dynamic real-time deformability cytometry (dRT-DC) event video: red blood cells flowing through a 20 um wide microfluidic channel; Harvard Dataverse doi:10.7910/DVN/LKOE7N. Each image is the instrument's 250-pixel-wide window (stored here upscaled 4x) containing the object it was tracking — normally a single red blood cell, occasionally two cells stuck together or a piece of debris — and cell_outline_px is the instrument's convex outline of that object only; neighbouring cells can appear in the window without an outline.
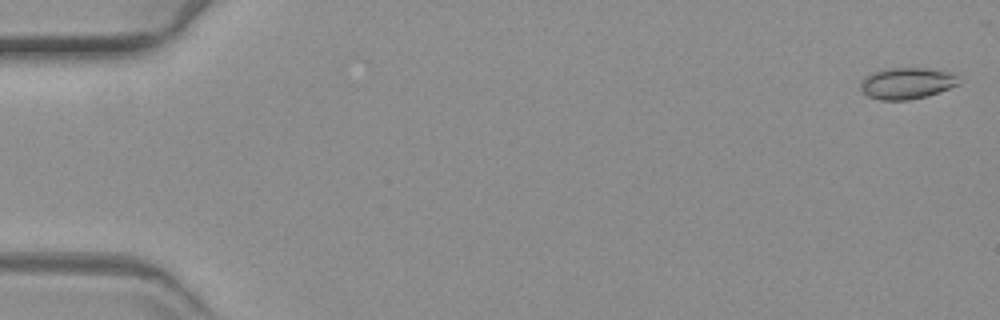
{"species": "common noctule bat (a hibernating species)", "species_latin": "Nyctalus noctula", "temperature_condition": "warm", "stored_images_in_passage": 57, "camera_frame_rate_fps": 3000, "um_per_image_px": 0.085, "animal": {"sex": "female", "body_mass_g": 19.3, "forearm_length_mm": 54.1}, "frame": {"image": 1, "passage_image": 1, "time_ms": 0.0, "image_size_px": [1000, 320], "cell_outline_px": [[960, 84], [940, 92], [928, 96], [908, 100], [880, 100], [868, 96], [860, 88], [860, 84], [864, 76], [872, 72], [884, 68], [928, 68], [948, 72], [960, 76]], "centroid_in_image_um": [77.1, 7.07], "position_along_channel_um": 7.9, "area_um2": 18.26}}
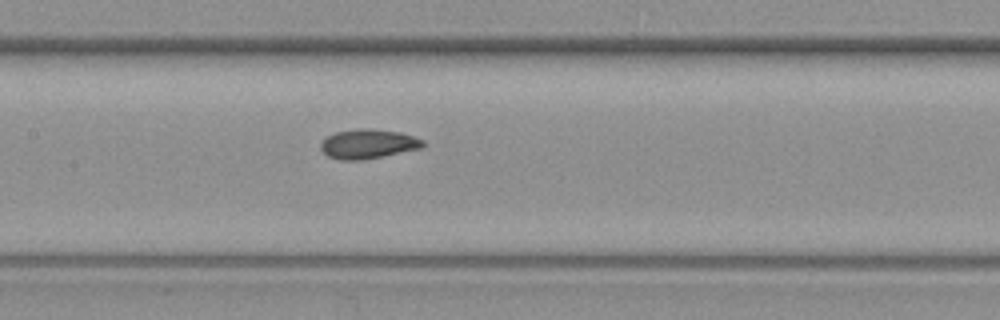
{"frame": {"image": 2, "passage_image": 28, "time_ms": 9.0, "image_size_px": [1000, 320], "cell_outline_px": [[424, 144], [420, 148], [364, 160], [340, 160], [328, 156], [320, 148], [320, 144], [328, 136], [336, 132], [360, 128], [368, 128], [400, 132], [424, 140]], "centroid_in_image_um": [31.27, 12.23], "position_along_channel_um": 176.1, "area_um2": 17.34}}
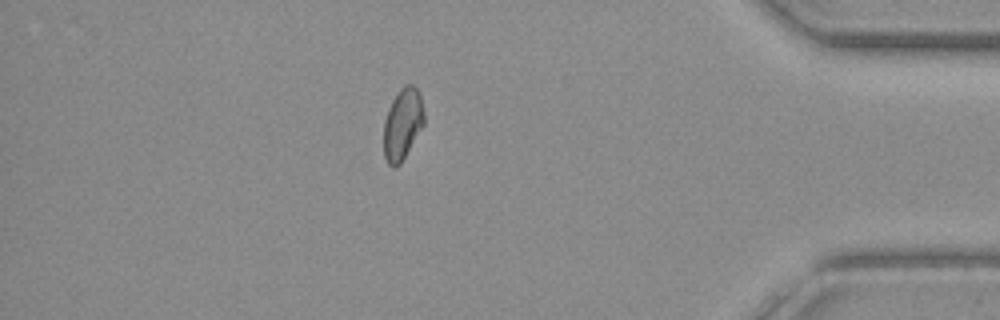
{"frame": {"image": 3, "passage_image": 50, "time_ms": 16.333, "image_size_px": [1000, 320], "cell_outline_px": [[424, 124], [400, 164], [396, 168], [392, 168], [388, 164], [384, 156], [384, 120], [388, 108], [392, 100], [400, 88], [404, 84], [412, 84], [420, 92], [424, 112]], "centroid_in_image_um": [34.21, 10.53], "position_along_channel_um": 401.0, "area_um2": 16.94}}